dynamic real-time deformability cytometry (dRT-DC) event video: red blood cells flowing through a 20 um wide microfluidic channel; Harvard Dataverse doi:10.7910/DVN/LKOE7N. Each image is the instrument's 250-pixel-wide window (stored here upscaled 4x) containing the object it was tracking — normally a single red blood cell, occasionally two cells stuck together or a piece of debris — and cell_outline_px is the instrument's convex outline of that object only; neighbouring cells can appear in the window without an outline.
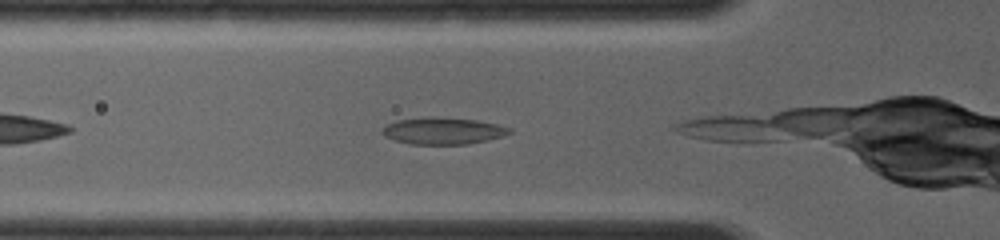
{"species": "common noctule bat (a hibernating species)", "species_latin": "Nyctalus noctula", "temperature_condition": "room temperature", "stored_images_in_passage": 12, "camera_frame_rate_fps": 4000, "um_per_image_px": 0.085, "animal": {"sex": "female", "body_mass_g": 19.0, "forearm_length_mm": 56.7}, "frame": {"image": 1, "passage_image": 3, "time_ms": 0.75, "image_size_px": [1000, 240], "cell_outline_px": [[512, 132], [504, 136], [488, 140], [468, 144], [412, 144], [396, 140], [384, 136], [380, 132], [380, 128], [396, 120], [428, 116], [432, 116], [476, 120], [496, 124], [512, 128]], "centroid_in_image_um": [37.64, 11.11], "position_along_channel_um": 88.2, "area_um2": 20.06}}